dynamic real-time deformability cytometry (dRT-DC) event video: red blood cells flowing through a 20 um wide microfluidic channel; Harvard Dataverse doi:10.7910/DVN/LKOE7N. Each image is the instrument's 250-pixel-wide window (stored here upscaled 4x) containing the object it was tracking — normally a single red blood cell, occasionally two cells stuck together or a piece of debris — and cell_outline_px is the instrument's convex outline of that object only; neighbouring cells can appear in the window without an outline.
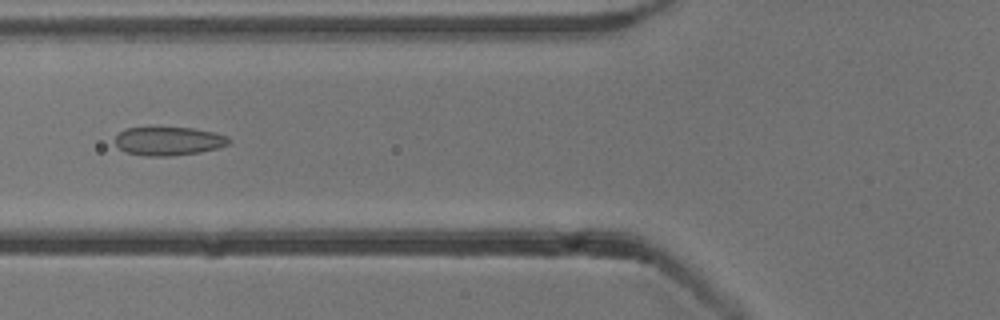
{"species": "common noctule bat (a hibernating species)", "species_latin": "Nyctalus noctula", "temperature_condition": "cold", "stored_images_in_passage": 22, "camera_frame_rate_fps": 3000, "um_per_image_px": 0.085, "animal": {"sex": "male", "body_mass_g": 13.3}, "frame": {"image": 1, "passage_image": 9, "time_ms": 2.667, "image_size_px": [1000, 320], "cell_outline_px": [[232, 140], [228, 144], [216, 148], [200, 152], [172, 156], [144, 156], [124, 152], [116, 144], [116, 136], [124, 128], [192, 128], [212, 132], [228, 136]], "centroid_in_image_um": [14.33, 12.0], "position_along_channel_um": 111.5, "area_um2": 18.84}}
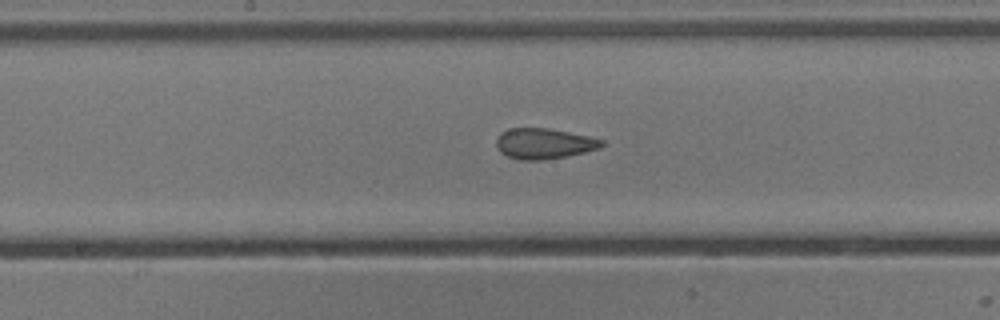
{"frame": {"image": 2, "passage_image": 16, "time_ms": 5.0, "image_size_px": [1000, 320], "cell_outline_px": [[604, 144], [600, 148], [584, 152], [564, 156], [540, 160], [520, 160], [508, 156], [500, 152], [496, 144], [496, 140], [500, 132], [508, 128], [548, 128], [588, 136], [604, 140]], "centroid_in_image_um": [46.21, 12.19], "position_along_channel_um": 202.0, "area_um2": 18.67}}
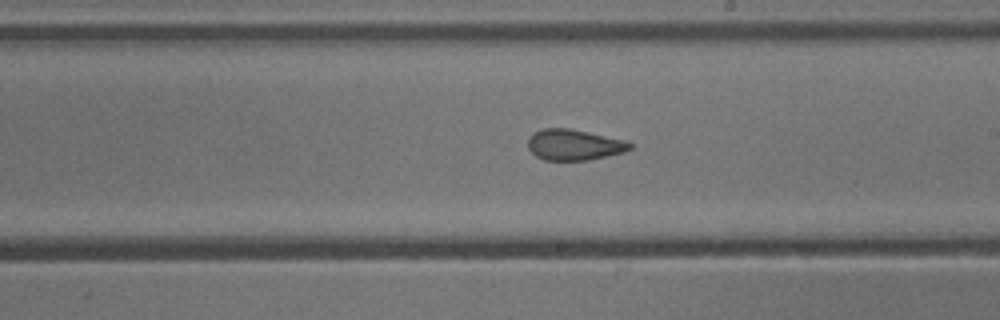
{"frame": {"image": 3, "passage_image": 19, "time_ms": 6.0, "image_size_px": [1000, 320], "cell_outline_px": [[632, 148], [624, 152], [588, 160], [544, 160], [536, 156], [528, 148], [528, 136], [532, 132], [540, 128], [572, 128], [624, 140], [632, 144]], "centroid_in_image_um": [48.75, 12.29], "position_along_channel_um": 240.2, "area_um2": 18.5}}